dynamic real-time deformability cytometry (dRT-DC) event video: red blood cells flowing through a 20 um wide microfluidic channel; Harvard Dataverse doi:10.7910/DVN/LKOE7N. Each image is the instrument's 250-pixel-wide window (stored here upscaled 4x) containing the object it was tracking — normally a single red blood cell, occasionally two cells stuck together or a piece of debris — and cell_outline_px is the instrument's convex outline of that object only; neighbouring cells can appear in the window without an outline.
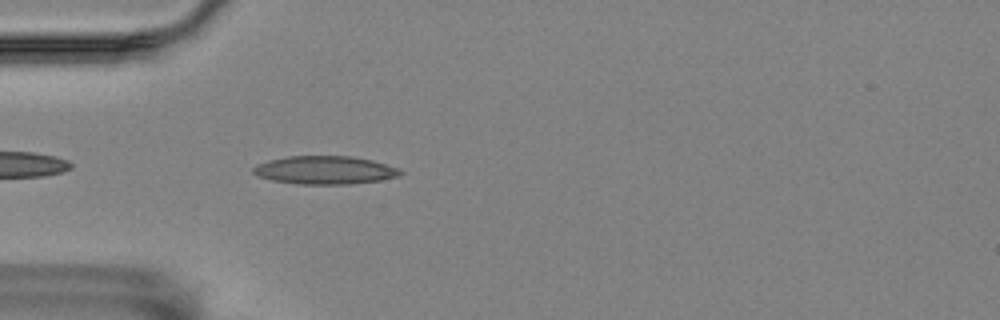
{"species": "Egyptian fruit bat (a non-hibernating species)", "species_latin": "Rousettus aegyptiacus", "temperature_condition": "room temperature", "stored_images_in_passage": 27, "camera_frame_rate_fps": 3000, "um_per_image_px": 0.085, "animal": {"sex": "female"}, "frame": {"image": 1, "passage_image": 3, "time_ms": 0.667, "image_size_px": [1000, 320], "cell_outline_px": [[404, 172], [400, 176], [380, 180], [348, 184], [300, 184], [272, 180], [260, 176], [252, 172], [252, 168], [256, 164], [268, 160], [288, 156], [352, 156], [372, 160], [400, 168]], "centroid_in_image_um": [27.64, 14.45], "position_along_channel_um": 57.4, "area_um2": 24.22}}
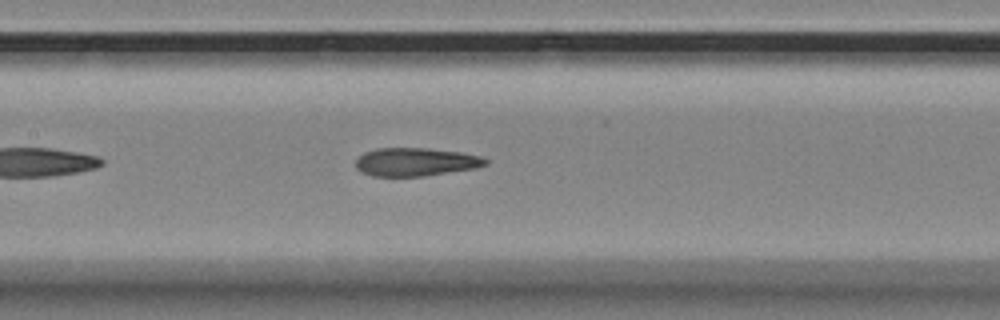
{"frame": {"image": 2, "passage_image": 13, "time_ms": 4.0, "image_size_px": [1000, 320], "cell_outline_px": [[488, 164], [476, 168], [424, 176], [372, 176], [360, 172], [356, 168], [356, 160], [364, 152], [376, 148], [428, 148], [460, 152], [480, 156], [488, 160]], "centroid_in_image_um": [35.32, 13.76], "position_along_channel_um": 172.1, "area_um2": 21.44}}
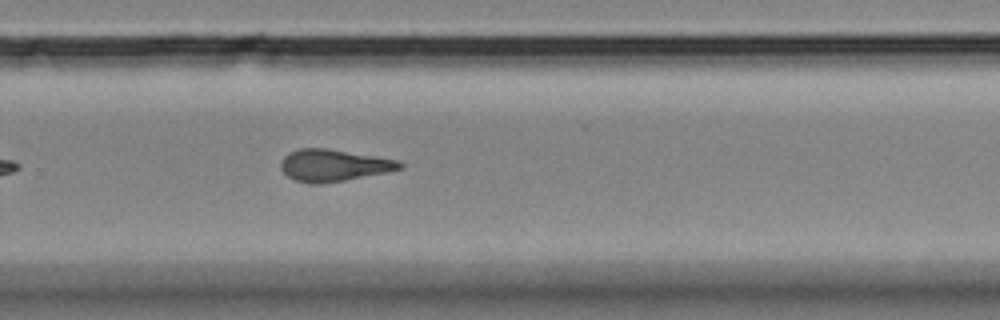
{"frame": {"image": 3, "passage_image": 24, "time_ms": 7.667, "image_size_px": [1000, 320], "cell_outline_px": [[404, 168], [388, 172], [344, 180], [316, 184], [312, 184], [296, 180], [288, 176], [280, 168], [280, 160], [288, 152], [300, 148], [328, 148], [400, 160], [404, 164]], "centroid_in_image_um": [28.37, 14.04], "position_along_channel_um": 301.4, "area_um2": 22.25}}